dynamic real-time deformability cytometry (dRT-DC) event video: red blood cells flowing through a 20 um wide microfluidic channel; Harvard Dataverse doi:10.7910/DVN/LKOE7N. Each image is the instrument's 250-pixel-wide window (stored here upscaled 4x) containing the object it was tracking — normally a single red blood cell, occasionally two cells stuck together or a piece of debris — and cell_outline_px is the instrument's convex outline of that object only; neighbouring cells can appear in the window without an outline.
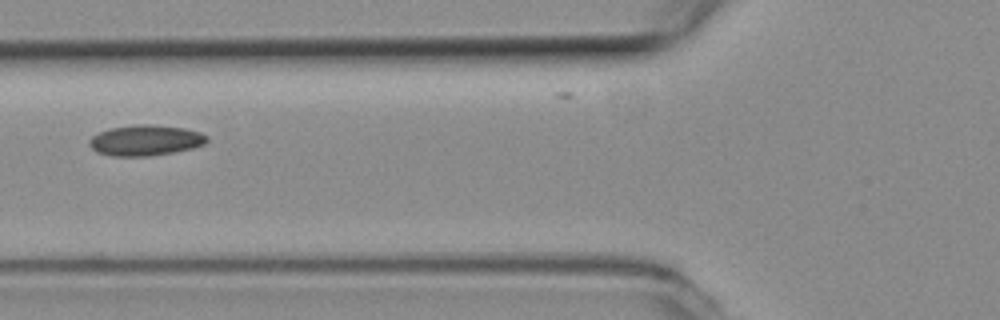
{"species": "common noctule bat (a hibernating species)", "species_latin": "Nyctalus noctula", "temperature_condition": "room temperature", "stored_images_in_passage": 9, "camera_frame_rate_fps": 3000, "um_per_image_px": 0.085, "animal": {"sex": "female", "body_mass_g": 19.3, "forearm_length_mm": 54.1}, "frame": {"image": 1, "passage_image": 5, "time_ms": 1.333, "image_size_px": [1000, 320], "cell_outline_px": [[208, 140], [204, 144], [192, 148], [152, 156], [112, 156], [96, 152], [88, 144], [88, 140], [92, 136], [100, 132], [112, 128], [136, 124], [152, 124], [184, 128], [200, 132], [208, 136]], "centroid_in_image_um": [12.36, 11.93], "position_along_channel_um": 113.4, "area_um2": 21.04}}
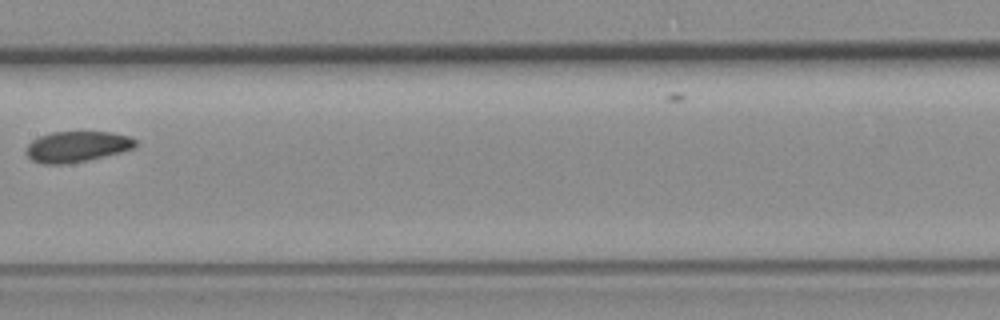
{"frame": {"image": 2, "passage_image": 7, "time_ms": 2.0, "image_size_px": [1000, 320], "cell_outline_px": [[136, 144], [132, 148], [120, 152], [88, 160], [64, 164], [40, 164], [32, 160], [24, 152], [28, 144], [32, 140], [40, 136], [52, 132], [112, 132], [128, 136], [136, 140]], "centroid_in_image_um": [6.49, 12.46], "position_along_channel_um": 200.9, "area_um2": 19.54}}
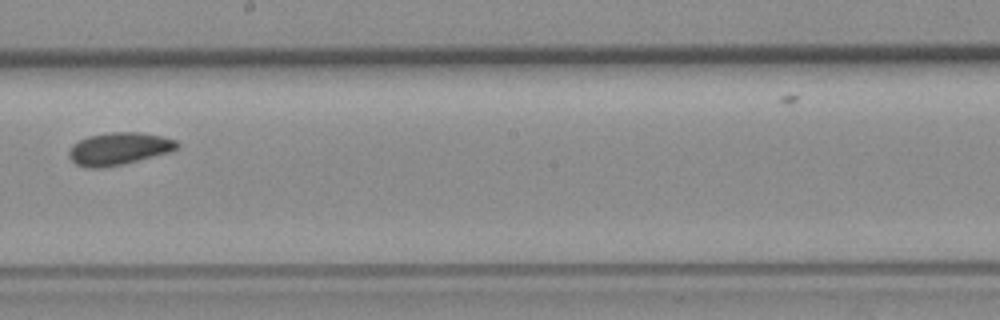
{"frame": {"image": 3, "passage_image": 8, "time_ms": 2.333, "image_size_px": [1000, 320], "cell_outline_px": [[180, 144], [176, 148], [168, 152], [120, 164], [100, 168], [88, 168], [76, 164], [68, 156], [68, 152], [72, 144], [88, 136], [112, 132], [140, 132], [160, 136], [176, 140]], "centroid_in_image_um": [10.06, 12.63], "position_along_channel_um": 238.1, "area_um2": 20.06}}